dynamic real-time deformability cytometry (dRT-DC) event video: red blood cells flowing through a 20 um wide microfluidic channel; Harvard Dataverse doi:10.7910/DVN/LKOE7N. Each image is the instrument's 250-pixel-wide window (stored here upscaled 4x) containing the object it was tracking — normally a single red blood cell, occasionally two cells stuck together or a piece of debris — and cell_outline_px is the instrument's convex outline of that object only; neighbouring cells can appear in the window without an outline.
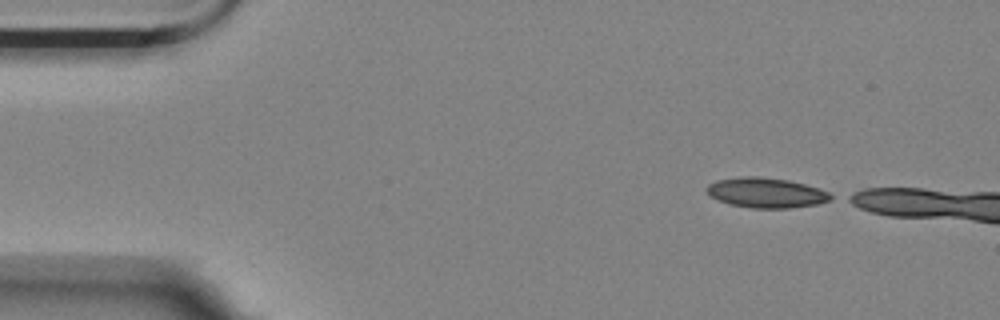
{"species": "Egyptian fruit bat (a non-hibernating species)", "species_latin": "Rousettus aegyptiacus", "temperature_condition": "room temperature", "stored_images_in_passage": 3, "camera_frame_rate_fps": 3000, "um_per_image_px": 0.085, "animal": {"sex": "female"}, "frame": {"image": 1, "passage_image": 1, "time_ms": 0.0, "image_size_px": [1000, 320], "cell_outline_px": [[836, 196], [832, 200], [816, 204], [788, 208], [752, 208], [728, 204], [716, 200], [704, 188], [708, 184], [716, 180], [740, 176], [756, 176], [788, 180], [820, 188]], "centroid_in_image_um": [65.12, 16.38], "position_along_channel_um": 19.9, "area_um2": 21.91}}